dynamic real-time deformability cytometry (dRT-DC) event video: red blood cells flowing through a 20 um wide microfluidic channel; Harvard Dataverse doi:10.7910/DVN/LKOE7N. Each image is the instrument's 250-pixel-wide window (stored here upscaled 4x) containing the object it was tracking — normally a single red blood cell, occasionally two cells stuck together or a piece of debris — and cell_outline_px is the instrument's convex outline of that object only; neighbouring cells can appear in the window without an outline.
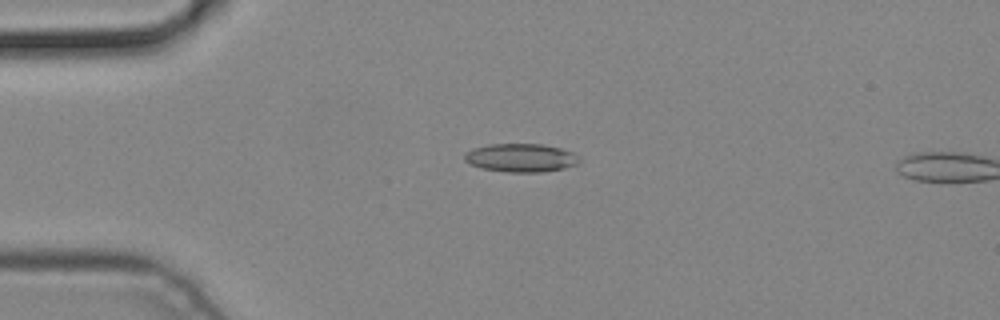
{"species": "common noctule bat (a hibernating species)", "species_latin": "Nyctalus noctula", "temperature_condition": "cold", "stored_images_in_passage": 3, "camera_frame_rate_fps": 3000, "um_per_image_px": 0.085, "animal": {"sex": "male", "body_mass_g": 19.2, "forearm_length_mm": 51.8}, "frame": {"image": 1, "passage_image": 2, "time_ms": 0.333, "image_size_px": [1000, 320], "cell_outline_px": [[580, 160], [576, 164], [564, 168], [544, 172], [504, 172], [480, 168], [464, 160], [464, 152], [472, 148], [488, 144], [540, 144], [560, 148], [572, 152], [580, 156]], "centroid_in_image_um": [44.25, 13.41], "position_along_channel_um": 40.7, "area_um2": 19.13}}